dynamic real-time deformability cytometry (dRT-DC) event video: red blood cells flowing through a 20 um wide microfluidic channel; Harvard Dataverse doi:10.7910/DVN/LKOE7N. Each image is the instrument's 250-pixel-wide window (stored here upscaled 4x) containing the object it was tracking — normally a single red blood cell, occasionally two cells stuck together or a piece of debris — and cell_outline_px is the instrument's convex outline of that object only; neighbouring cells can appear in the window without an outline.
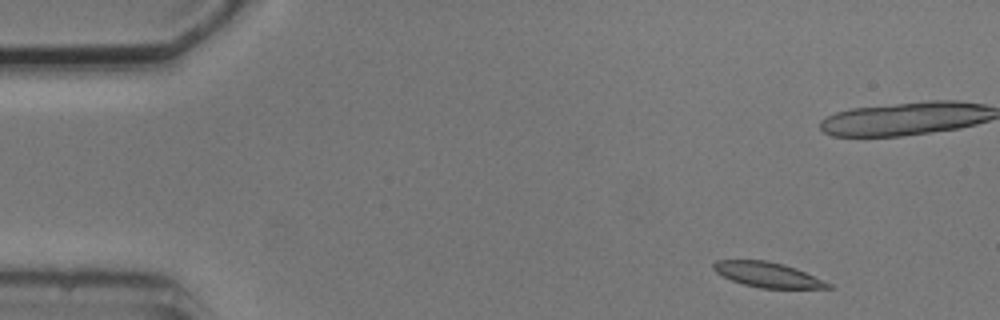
{"species": "common noctule bat (a hibernating species)", "species_latin": "Nyctalus noctula", "temperature_condition": "cold", "stored_images_in_passage": 3, "camera_frame_rate_fps": 3000, "um_per_image_px": 0.085, "animal": {"sex": "male", "body_mass_g": 20.5, "forearm_length_mm": 52.5}, "frame": {"image": 1, "passage_image": 1, "time_ms": 0.0, "image_size_px": [1000, 320], "cell_outline_px": [[836, 288], [760, 288], [744, 284], [732, 280], [716, 272], [712, 268], [712, 264], [716, 260], [768, 260], [784, 264], [796, 268], [832, 284]], "centroid_in_image_um": [65.26, 23.34], "position_along_channel_um": 19.7, "area_um2": 16.7}}